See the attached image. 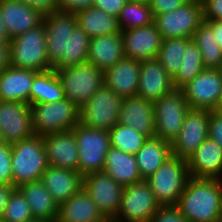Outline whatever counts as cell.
<instances>
[{"mask_svg":"<svg viewBox=\"0 0 222 222\" xmlns=\"http://www.w3.org/2000/svg\"><path fill=\"white\" fill-rule=\"evenodd\" d=\"M29 222H47V221H44V220H37V219H33L32 221H29Z\"/></svg>","mask_w":222,"mask_h":222,"instance_id":"cell-53","label":"cell"},{"mask_svg":"<svg viewBox=\"0 0 222 222\" xmlns=\"http://www.w3.org/2000/svg\"><path fill=\"white\" fill-rule=\"evenodd\" d=\"M118 123L131 127L148 138L155 137L153 102L137 95L123 98Z\"/></svg>","mask_w":222,"mask_h":222,"instance_id":"cell-19","label":"cell"},{"mask_svg":"<svg viewBox=\"0 0 222 222\" xmlns=\"http://www.w3.org/2000/svg\"><path fill=\"white\" fill-rule=\"evenodd\" d=\"M109 135L111 147L131 155H135L148 139L147 136L138 133L135 129L120 123L111 128Z\"/></svg>","mask_w":222,"mask_h":222,"instance_id":"cell-36","label":"cell"},{"mask_svg":"<svg viewBox=\"0 0 222 222\" xmlns=\"http://www.w3.org/2000/svg\"><path fill=\"white\" fill-rule=\"evenodd\" d=\"M181 90L191 109L214 111L222 93V73L205 68Z\"/></svg>","mask_w":222,"mask_h":222,"instance_id":"cell-14","label":"cell"},{"mask_svg":"<svg viewBox=\"0 0 222 222\" xmlns=\"http://www.w3.org/2000/svg\"><path fill=\"white\" fill-rule=\"evenodd\" d=\"M46 53L53 69H63L88 62L90 37L77 24L75 14L61 11L43 16Z\"/></svg>","mask_w":222,"mask_h":222,"instance_id":"cell-1","label":"cell"},{"mask_svg":"<svg viewBox=\"0 0 222 222\" xmlns=\"http://www.w3.org/2000/svg\"><path fill=\"white\" fill-rule=\"evenodd\" d=\"M182 56L180 70L173 79L175 89H181L205 69L201 51L193 40L186 45Z\"/></svg>","mask_w":222,"mask_h":222,"instance_id":"cell-35","label":"cell"},{"mask_svg":"<svg viewBox=\"0 0 222 222\" xmlns=\"http://www.w3.org/2000/svg\"><path fill=\"white\" fill-rule=\"evenodd\" d=\"M12 147L11 144L3 142L0 145V185H12Z\"/></svg>","mask_w":222,"mask_h":222,"instance_id":"cell-39","label":"cell"},{"mask_svg":"<svg viewBox=\"0 0 222 222\" xmlns=\"http://www.w3.org/2000/svg\"><path fill=\"white\" fill-rule=\"evenodd\" d=\"M213 29L216 42L222 49V20H205Z\"/></svg>","mask_w":222,"mask_h":222,"instance_id":"cell-49","label":"cell"},{"mask_svg":"<svg viewBox=\"0 0 222 222\" xmlns=\"http://www.w3.org/2000/svg\"><path fill=\"white\" fill-rule=\"evenodd\" d=\"M125 57L121 33L90 39L88 62L105 72Z\"/></svg>","mask_w":222,"mask_h":222,"instance_id":"cell-27","label":"cell"},{"mask_svg":"<svg viewBox=\"0 0 222 222\" xmlns=\"http://www.w3.org/2000/svg\"><path fill=\"white\" fill-rule=\"evenodd\" d=\"M171 156V143L157 137L148 138L135 154L142 180L149 178Z\"/></svg>","mask_w":222,"mask_h":222,"instance_id":"cell-30","label":"cell"},{"mask_svg":"<svg viewBox=\"0 0 222 222\" xmlns=\"http://www.w3.org/2000/svg\"><path fill=\"white\" fill-rule=\"evenodd\" d=\"M11 65L10 43H0V72Z\"/></svg>","mask_w":222,"mask_h":222,"instance_id":"cell-47","label":"cell"},{"mask_svg":"<svg viewBox=\"0 0 222 222\" xmlns=\"http://www.w3.org/2000/svg\"><path fill=\"white\" fill-rule=\"evenodd\" d=\"M30 7L38 11L41 15L59 11L58 0H22Z\"/></svg>","mask_w":222,"mask_h":222,"instance_id":"cell-46","label":"cell"},{"mask_svg":"<svg viewBox=\"0 0 222 222\" xmlns=\"http://www.w3.org/2000/svg\"><path fill=\"white\" fill-rule=\"evenodd\" d=\"M127 2L128 0H94L93 6L118 18L121 9Z\"/></svg>","mask_w":222,"mask_h":222,"instance_id":"cell-44","label":"cell"},{"mask_svg":"<svg viewBox=\"0 0 222 222\" xmlns=\"http://www.w3.org/2000/svg\"><path fill=\"white\" fill-rule=\"evenodd\" d=\"M191 40V38L162 39L157 59L172 79L180 70L182 55Z\"/></svg>","mask_w":222,"mask_h":222,"instance_id":"cell-34","label":"cell"},{"mask_svg":"<svg viewBox=\"0 0 222 222\" xmlns=\"http://www.w3.org/2000/svg\"><path fill=\"white\" fill-rule=\"evenodd\" d=\"M203 21V5L189 0L183 6L171 12L154 16L153 23L162 39H192L194 32Z\"/></svg>","mask_w":222,"mask_h":222,"instance_id":"cell-12","label":"cell"},{"mask_svg":"<svg viewBox=\"0 0 222 222\" xmlns=\"http://www.w3.org/2000/svg\"><path fill=\"white\" fill-rule=\"evenodd\" d=\"M210 111L191 109L184 119L181 130L171 143L172 155L188 160L208 138Z\"/></svg>","mask_w":222,"mask_h":222,"instance_id":"cell-16","label":"cell"},{"mask_svg":"<svg viewBox=\"0 0 222 222\" xmlns=\"http://www.w3.org/2000/svg\"><path fill=\"white\" fill-rule=\"evenodd\" d=\"M155 137L172 143L179 134L186 115L191 107L181 89H174L155 102Z\"/></svg>","mask_w":222,"mask_h":222,"instance_id":"cell-9","label":"cell"},{"mask_svg":"<svg viewBox=\"0 0 222 222\" xmlns=\"http://www.w3.org/2000/svg\"><path fill=\"white\" fill-rule=\"evenodd\" d=\"M65 98L81 108L104 85V72L85 62L56 70Z\"/></svg>","mask_w":222,"mask_h":222,"instance_id":"cell-7","label":"cell"},{"mask_svg":"<svg viewBox=\"0 0 222 222\" xmlns=\"http://www.w3.org/2000/svg\"><path fill=\"white\" fill-rule=\"evenodd\" d=\"M176 206L189 222H217L222 210V180L190 177Z\"/></svg>","mask_w":222,"mask_h":222,"instance_id":"cell-2","label":"cell"},{"mask_svg":"<svg viewBox=\"0 0 222 222\" xmlns=\"http://www.w3.org/2000/svg\"><path fill=\"white\" fill-rule=\"evenodd\" d=\"M202 5L204 20H222V0H205Z\"/></svg>","mask_w":222,"mask_h":222,"instance_id":"cell-45","label":"cell"},{"mask_svg":"<svg viewBox=\"0 0 222 222\" xmlns=\"http://www.w3.org/2000/svg\"><path fill=\"white\" fill-rule=\"evenodd\" d=\"M192 40L201 51L204 67L219 69L222 64V49L216 42L212 27L205 20L194 32Z\"/></svg>","mask_w":222,"mask_h":222,"instance_id":"cell-33","label":"cell"},{"mask_svg":"<svg viewBox=\"0 0 222 222\" xmlns=\"http://www.w3.org/2000/svg\"><path fill=\"white\" fill-rule=\"evenodd\" d=\"M40 180L58 205L83 188V176L79 172L51 165L42 173Z\"/></svg>","mask_w":222,"mask_h":222,"instance_id":"cell-24","label":"cell"},{"mask_svg":"<svg viewBox=\"0 0 222 222\" xmlns=\"http://www.w3.org/2000/svg\"><path fill=\"white\" fill-rule=\"evenodd\" d=\"M130 2H137V3H143V4H149L150 0H128Z\"/></svg>","mask_w":222,"mask_h":222,"instance_id":"cell-52","label":"cell"},{"mask_svg":"<svg viewBox=\"0 0 222 222\" xmlns=\"http://www.w3.org/2000/svg\"><path fill=\"white\" fill-rule=\"evenodd\" d=\"M219 71L222 73V64H221V66H220V68H219Z\"/></svg>","mask_w":222,"mask_h":222,"instance_id":"cell-56","label":"cell"},{"mask_svg":"<svg viewBox=\"0 0 222 222\" xmlns=\"http://www.w3.org/2000/svg\"><path fill=\"white\" fill-rule=\"evenodd\" d=\"M119 30H128L131 28L143 27L153 23L149 4L128 1L121 9L118 16Z\"/></svg>","mask_w":222,"mask_h":222,"instance_id":"cell-37","label":"cell"},{"mask_svg":"<svg viewBox=\"0 0 222 222\" xmlns=\"http://www.w3.org/2000/svg\"><path fill=\"white\" fill-rule=\"evenodd\" d=\"M0 13L11 39L38 26L43 19V15L22 0H0Z\"/></svg>","mask_w":222,"mask_h":222,"instance_id":"cell-21","label":"cell"},{"mask_svg":"<svg viewBox=\"0 0 222 222\" xmlns=\"http://www.w3.org/2000/svg\"><path fill=\"white\" fill-rule=\"evenodd\" d=\"M215 111L222 113V93H221L219 101L216 105Z\"/></svg>","mask_w":222,"mask_h":222,"instance_id":"cell-51","label":"cell"},{"mask_svg":"<svg viewBox=\"0 0 222 222\" xmlns=\"http://www.w3.org/2000/svg\"><path fill=\"white\" fill-rule=\"evenodd\" d=\"M48 164L78 172L79 153L73 130L43 136Z\"/></svg>","mask_w":222,"mask_h":222,"instance_id":"cell-18","label":"cell"},{"mask_svg":"<svg viewBox=\"0 0 222 222\" xmlns=\"http://www.w3.org/2000/svg\"><path fill=\"white\" fill-rule=\"evenodd\" d=\"M146 180L125 186L116 217L111 222H149L160 208Z\"/></svg>","mask_w":222,"mask_h":222,"instance_id":"cell-11","label":"cell"},{"mask_svg":"<svg viewBox=\"0 0 222 222\" xmlns=\"http://www.w3.org/2000/svg\"><path fill=\"white\" fill-rule=\"evenodd\" d=\"M149 222H189L176 205L160 206Z\"/></svg>","mask_w":222,"mask_h":222,"instance_id":"cell-40","label":"cell"},{"mask_svg":"<svg viewBox=\"0 0 222 222\" xmlns=\"http://www.w3.org/2000/svg\"><path fill=\"white\" fill-rule=\"evenodd\" d=\"M190 1L199 2L202 4L205 0H190Z\"/></svg>","mask_w":222,"mask_h":222,"instance_id":"cell-55","label":"cell"},{"mask_svg":"<svg viewBox=\"0 0 222 222\" xmlns=\"http://www.w3.org/2000/svg\"><path fill=\"white\" fill-rule=\"evenodd\" d=\"M72 130L78 146V172L84 177L103 171L110 147L109 131L90 128L80 122Z\"/></svg>","mask_w":222,"mask_h":222,"instance_id":"cell-8","label":"cell"},{"mask_svg":"<svg viewBox=\"0 0 222 222\" xmlns=\"http://www.w3.org/2000/svg\"><path fill=\"white\" fill-rule=\"evenodd\" d=\"M123 97L103 85L80 110V123L110 131L118 123Z\"/></svg>","mask_w":222,"mask_h":222,"instance_id":"cell-10","label":"cell"},{"mask_svg":"<svg viewBox=\"0 0 222 222\" xmlns=\"http://www.w3.org/2000/svg\"><path fill=\"white\" fill-rule=\"evenodd\" d=\"M218 222H222V210H221V212H220V215H219V220H218Z\"/></svg>","mask_w":222,"mask_h":222,"instance_id":"cell-54","label":"cell"},{"mask_svg":"<svg viewBox=\"0 0 222 222\" xmlns=\"http://www.w3.org/2000/svg\"><path fill=\"white\" fill-rule=\"evenodd\" d=\"M11 65L19 69L45 72L53 69L46 53V34L43 22L10 41Z\"/></svg>","mask_w":222,"mask_h":222,"instance_id":"cell-4","label":"cell"},{"mask_svg":"<svg viewBox=\"0 0 222 222\" xmlns=\"http://www.w3.org/2000/svg\"><path fill=\"white\" fill-rule=\"evenodd\" d=\"M11 38L9 37L5 25L2 21L1 13H0V43H10Z\"/></svg>","mask_w":222,"mask_h":222,"instance_id":"cell-50","label":"cell"},{"mask_svg":"<svg viewBox=\"0 0 222 222\" xmlns=\"http://www.w3.org/2000/svg\"><path fill=\"white\" fill-rule=\"evenodd\" d=\"M64 98V90L55 69L39 72L34 77L30 91V105L54 103Z\"/></svg>","mask_w":222,"mask_h":222,"instance_id":"cell-32","label":"cell"},{"mask_svg":"<svg viewBox=\"0 0 222 222\" xmlns=\"http://www.w3.org/2000/svg\"><path fill=\"white\" fill-rule=\"evenodd\" d=\"M17 188L24 195L34 219L56 222L59 205L41 180L27 182Z\"/></svg>","mask_w":222,"mask_h":222,"instance_id":"cell-28","label":"cell"},{"mask_svg":"<svg viewBox=\"0 0 222 222\" xmlns=\"http://www.w3.org/2000/svg\"><path fill=\"white\" fill-rule=\"evenodd\" d=\"M190 178L187 160L172 155L146 179L161 206L177 205Z\"/></svg>","mask_w":222,"mask_h":222,"instance_id":"cell-5","label":"cell"},{"mask_svg":"<svg viewBox=\"0 0 222 222\" xmlns=\"http://www.w3.org/2000/svg\"><path fill=\"white\" fill-rule=\"evenodd\" d=\"M56 222H109L82 188L58 207Z\"/></svg>","mask_w":222,"mask_h":222,"instance_id":"cell-26","label":"cell"},{"mask_svg":"<svg viewBox=\"0 0 222 222\" xmlns=\"http://www.w3.org/2000/svg\"><path fill=\"white\" fill-rule=\"evenodd\" d=\"M190 177L222 180V148L207 138L187 160Z\"/></svg>","mask_w":222,"mask_h":222,"instance_id":"cell-22","label":"cell"},{"mask_svg":"<svg viewBox=\"0 0 222 222\" xmlns=\"http://www.w3.org/2000/svg\"><path fill=\"white\" fill-rule=\"evenodd\" d=\"M3 143V141H2V138H1V135H0V145Z\"/></svg>","mask_w":222,"mask_h":222,"instance_id":"cell-57","label":"cell"},{"mask_svg":"<svg viewBox=\"0 0 222 222\" xmlns=\"http://www.w3.org/2000/svg\"><path fill=\"white\" fill-rule=\"evenodd\" d=\"M188 1L189 0H150L149 6L154 17L159 14L171 12L183 6Z\"/></svg>","mask_w":222,"mask_h":222,"instance_id":"cell-41","label":"cell"},{"mask_svg":"<svg viewBox=\"0 0 222 222\" xmlns=\"http://www.w3.org/2000/svg\"><path fill=\"white\" fill-rule=\"evenodd\" d=\"M13 186L37 181L48 168L43 136L33 135L11 145Z\"/></svg>","mask_w":222,"mask_h":222,"instance_id":"cell-3","label":"cell"},{"mask_svg":"<svg viewBox=\"0 0 222 222\" xmlns=\"http://www.w3.org/2000/svg\"><path fill=\"white\" fill-rule=\"evenodd\" d=\"M14 188L12 185H0V219H2L4 209Z\"/></svg>","mask_w":222,"mask_h":222,"instance_id":"cell-48","label":"cell"},{"mask_svg":"<svg viewBox=\"0 0 222 222\" xmlns=\"http://www.w3.org/2000/svg\"><path fill=\"white\" fill-rule=\"evenodd\" d=\"M39 72L12 66L0 72V101L25 102L30 105V91Z\"/></svg>","mask_w":222,"mask_h":222,"instance_id":"cell-25","label":"cell"},{"mask_svg":"<svg viewBox=\"0 0 222 222\" xmlns=\"http://www.w3.org/2000/svg\"><path fill=\"white\" fill-rule=\"evenodd\" d=\"M174 89L173 79L157 58L140 61L137 96L155 102Z\"/></svg>","mask_w":222,"mask_h":222,"instance_id":"cell-20","label":"cell"},{"mask_svg":"<svg viewBox=\"0 0 222 222\" xmlns=\"http://www.w3.org/2000/svg\"><path fill=\"white\" fill-rule=\"evenodd\" d=\"M77 24L88 34L90 39L121 33L118 19L94 6L77 12Z\"/></svg>","mask_w":222,"mask_h":222,"instance_id":"cell-31","label":"cell"},{"mask_svg":"<svg viewBox=\"0 0 222 222\" xmlns=\"http://www.w3.org/2000/svg\"><path fill=\"white\" fill-rule=\"evenodd\" d=\"M94 0H58L59 11L76 14L88 7H92Z\"/></svg>","mask_w":222,"mask_h":222,"instance_id":"cell-43","label":"cell"},{"mask_svg":"<svg viewBox=\"0 0 222 222\" xmlns=\"http://www.w3.org/2000/svg\"><path fill=\"white\" fill-rule=\"evenodd\" d=\"M83 189L96 203L103 216L111 222L119 211L124 186L101 171L84 176Z\"/></svg>","mask_w":222,"mask_h":222,"instance_id":"cell-13","label":"cell"},{"mask_svg":"<svg viewBox=\"0 0 222 222\" xmlns=\"http://www.w3.org/2000/svg\"><path fill=\"white\" fill-rule=\"evenodd\" d=\"M0 135L11 145L35 135L29 104L0 101Z\"/></svg>","mask_w":222,"mask_h":222,"instance_id":"cell-15","label":"cell"},{"mask_svg":"<svg viewBox=\"0 0 222 222\" xmlns=\"http://www.w3.org/2000/svg\"><path fill=\"white\" fill-rule=\"evenodd\" d=\"M103 171L124 187L142 181L135 155L111 146L106 155Z\"/></svg>","mask_w":222,"mask_h":222,"instance_id":"cell-29","label":"cell"},{"mask_svg":"<svg viewBox=\"0 0 222 222\" xmlns=\"http://www.w3.org/2000/svg\"><path fill=\"white\" fill-rule=\"evenodd\" d=\"M208 138L214 140L222 148V113L210 111Z\"/></svg>","mask_w":222,"mask_h":222,"instance_id":"cell-42","label":"cell"},{"mask_svg":"<svg viewBox=\"0 0 222 222\" xmlns=\"http://www.w3.org/2000/svg\"><path fill=\"white\" fill-rule=\"evenodd\" d=\"M33 219L30 207L24 195L15 187L4 209L2 220L4 222H29Z\"/></svg>","mask_w":222,"mask_h":222,"instance_id":"cell-38","label":"cell"},{"mask_svg":"<svg viewBox=\"0 0 222 222\" xmlns=\"http://www.w3.org/2000/svg\"><path fill=\"white\" fill-rule=\"evenodd\" d=\"M80 108L64 98L54 103L30 105L35 135L72 130L80 122Z\"/></svg>","mask_w":222,"mask_h":222,"instance_id":"cell-6","label":"cell"},{"mask_svg":"<svg viewBox=\"0 0 222 222\" xmlns=\"http://www.w3.org/2000/svg\"><path fill=\"white\" fill-rule=\"evenodd\" d=\"M126 58L148 60L157 58L162 37L154 23L121 31Z\"/></svg>","mask_w":222,"mask_h":222,"instance_id":"cell-17","label":"cell"},{"mask_svg":"<svg viewBox=\"0 0 222 222\" xmlns=\"http://www.w3.org/2000/svg\"><path fill=\"white\" fill-rule=\"evenodd\" d=\"M140 61L124 57L104 72V85L123 98L136 96Z\"/></svg>","mask_w":222,"mask_h":222,"instance_id":"cell-23","label":"cell"}]
</instances>
